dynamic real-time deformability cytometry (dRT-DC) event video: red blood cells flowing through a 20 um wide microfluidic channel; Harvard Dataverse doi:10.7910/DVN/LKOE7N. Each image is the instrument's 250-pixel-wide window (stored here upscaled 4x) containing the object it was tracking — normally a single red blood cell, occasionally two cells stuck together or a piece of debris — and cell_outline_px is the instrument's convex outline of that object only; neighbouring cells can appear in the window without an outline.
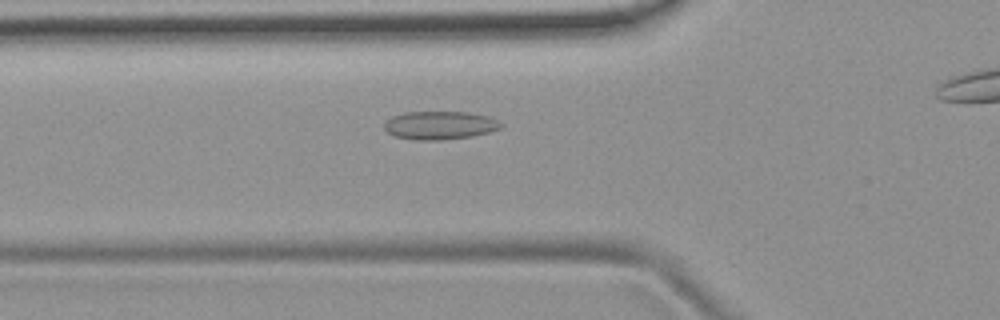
{"species": "common noctule bat (a hibernating species)", "species_latin": "Nyctalus noctula", "temperature_condition": "room temperature", "stored_images_in_passage": 29, "camera_frame_rate_fps": 3000, "um_per_image_px": 0.085, "animal": {"sex": "female", "body_mass_g": 19.9}, "frame": {"image": 1, "passage_image": 2, "time_ms": 0.333, "image_size_px": [1000, 320], "cell_outline_px": [[504, 124], [500, 128], [488, 132], [472, 136], [440, 140], [420, 140], [396, 136], [388, 132], [384, 128], [384, 124], [392, 116], [404, 112], [468, 112], [488, 116]], "centroid_in_image_um": [37.39, 10.64], "position_along_channel_um": 88.4, "area_um2": 19.02}}
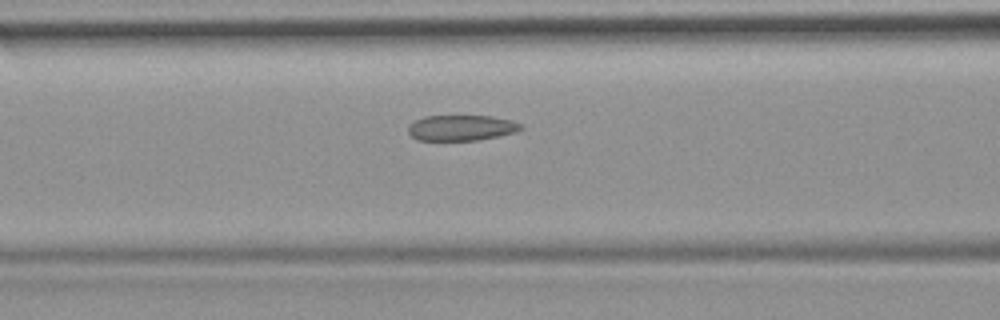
{"frame": {"image": 2, "passage_image": 5, "time_ms": 1.333, "image_size_px": [1000, 320], "cell_outline_px": [[524, 128], [516, 132], [476, 140], [416, 140], [408, 132], [408, 124], [424, 116], [492, 116], [512, 120], [524, 124]], "centroid_in_image_um": [39.23, 10.86], "position_along_channel_um": 127.4, "area_um2": 16.88}}
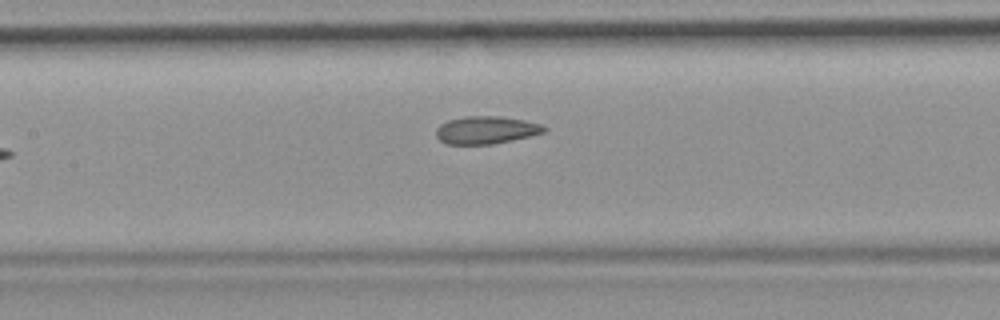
{"frame": {"image": 3, "passage_image": 8, "time_ms": 2.333, "image_size_px": [1000, 320], "cell_outline_px": [[548, 128], [544, 132], [512, 140], [492, 144], [448, 144], [440, 140], [436, 136], [436, 128], [440, 124], [448, 120], [464, 116], [500, 116], [524, 120], [540, 124]], "centroid_in_image_um": [41.29, 11.04], "position_along_channel_um": 166.1, "area_um2": 17.34}}